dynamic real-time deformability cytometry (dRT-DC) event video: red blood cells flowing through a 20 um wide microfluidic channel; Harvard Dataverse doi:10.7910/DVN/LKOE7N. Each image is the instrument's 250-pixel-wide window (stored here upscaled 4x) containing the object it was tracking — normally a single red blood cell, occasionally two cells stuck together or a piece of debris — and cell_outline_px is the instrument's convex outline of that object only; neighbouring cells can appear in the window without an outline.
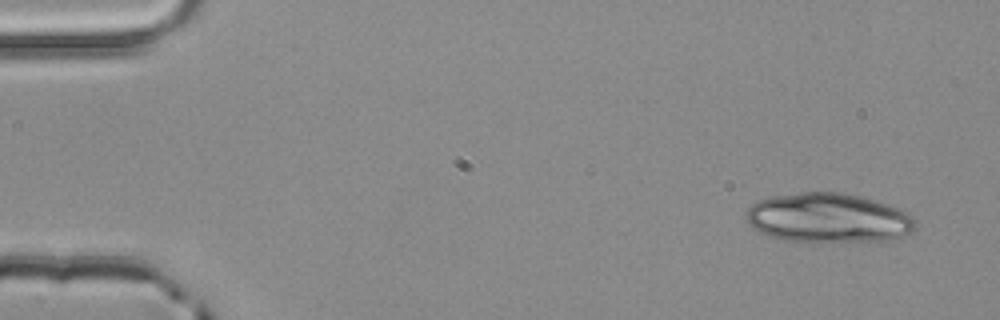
{"species": "common noctule bat (a hibernating species)", "species_latin": "Nyctalus noctula", "temperature_condition": "room temperature", "stored_images_in_passage": 4, "segment_of_instrument_passage": [2, 2], "camera_frame_rate_fps": 3000, "um_per_image_px": 0.085, "animal": {"sex": "male", "body_mass_g": 20.4}, "frame": {"image": 1, "passage_image": 4, "time_ms": 1.0, "image_size_px": [1000, 320], "cell_outline_px": [[916, 228], [892, 240], [784, 240], [760, 232], [752, 228], [748, 224], [748, 208], [752, 204], [760, 200], [772, 196], [800, 192], [840, 192], [860, 196], [900, 208], [908, 212], [916, 220]], "centroid_in_image_um": [70.42, 18.49], "position_along_channel_um": 14.6, "area_um2": 48.03}}